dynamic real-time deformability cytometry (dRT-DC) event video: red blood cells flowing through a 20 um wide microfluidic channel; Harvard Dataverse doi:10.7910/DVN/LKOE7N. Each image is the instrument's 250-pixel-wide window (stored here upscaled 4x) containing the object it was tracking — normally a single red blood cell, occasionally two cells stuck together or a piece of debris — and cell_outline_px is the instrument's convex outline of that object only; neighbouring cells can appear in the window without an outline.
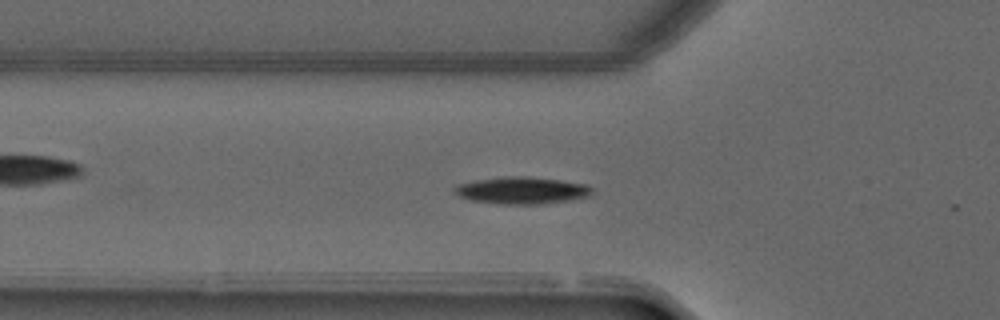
{"species": "common noctule bat (a hibernating species)", "species_latin": "Nyctalus noctula", "temperature_condition": "warm", "stored_images_in_passage": 35, "camera_frame_rate_fps": 3000, "um_per_image_px": 0.085, "animal": {"sex": "male", "forearm_length_mm": 52.5}, "frame": {"image": 1, "passage_image": 5, "time_ms": 1.333, "image_size_px": [1000, 320], "cell_outline_px": [[592, 196], [572, 200], [544, 204], [496, 204], [472, 200], [460, 196], [452, 192], [452, 188], [460, 184], [476, 180], [504, 176], [528, 176], [560, 180], [588, 184], [592, 188]], "centroid_in_image_um": [44.4, 16.19], "position_along_channel_um": 81.4, "area_um2": 21.96}}
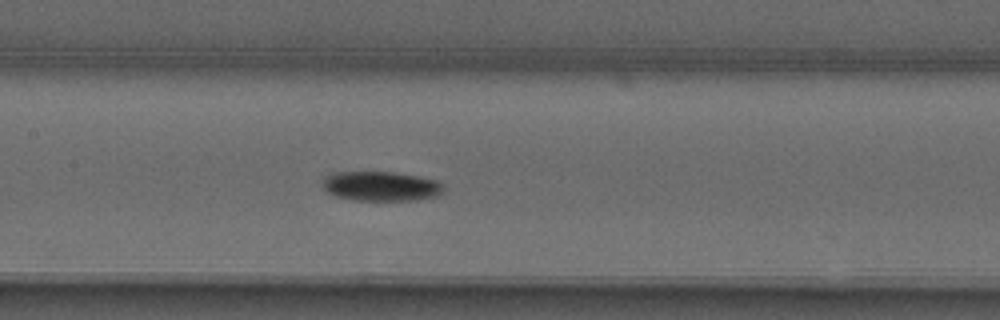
{"frame": {"image": 2, "passage_image": 12, "time_ms": 3.667, "image_size_px": [1000, 320], "cell_outline_px": [[444, 192], [436, 196], [416, 200], [352, 200], [336, 196], [324, 192], [320, 184], [320, 180], [324, 176], [332, 172], [396, 172], [436, 180], [444, 184]], "centroid_in_image_um": [32.31, 15.82], "position_along_channel_um": 175.1, "area_um2": 21.33}}
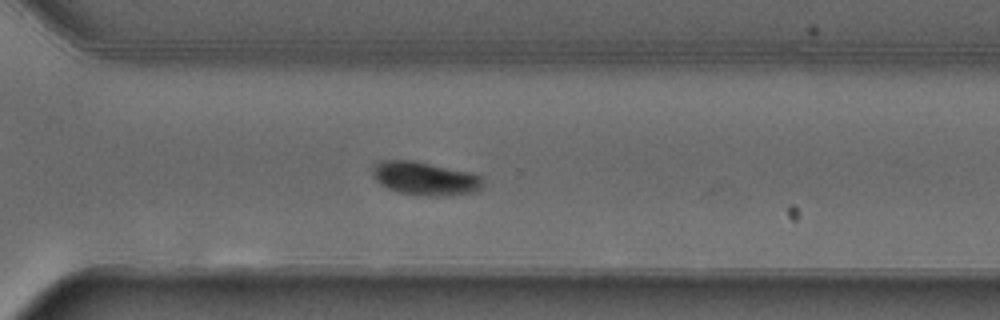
{"frame": {"image": 3, "passage_image": 24, "time_ms": 7.667, "image_size_px": [1000, 320], "cell_outline_px": [[484, 184], [480, 188], [472, 192], [448, 196], [424, 196], [400, 192], [388, 188], [380, 184], [372, 176], [372, 164], [380, 160], [412, 160], [472, 172], [480, 176]], "centroid_in_image_um": [36.1, 15.16], "position_along_channel_um": 334.5, "area_um2": 21.68}, "authors_computed_cell_mechanics": {"area_um2": 21.1548, "velocity_mm_per_s": 3.9899, "shape_relaxation_time_tau1_ms": 9.1203, "shape_relaxation_time_tau2_ms": null, "deformation_change_tau1": 0.2119, "deformation_change_tau2": null}}